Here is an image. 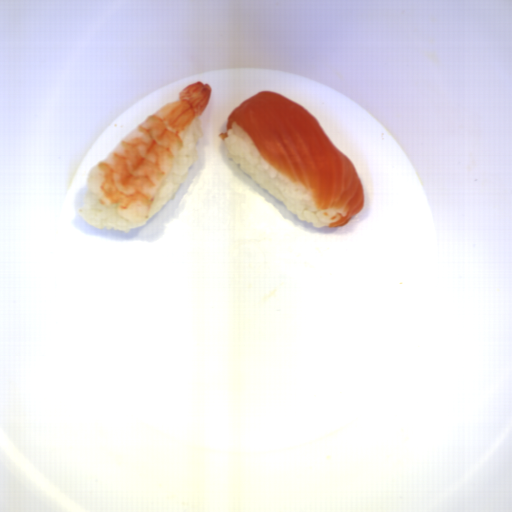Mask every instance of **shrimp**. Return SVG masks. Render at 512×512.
<instances>
[{"label": "shrimp", "instance_id": "a79e029a", "mask_svg": "<svg viewBox=\"0 0 512 512\" xmlns=\"http://www.w3.org/2000/svg\"><path fill=\"white\" fill-rule=\"evenodd\" d=\"M208 83L194 81L122 137L87 173L86 188L101 206L119 203L118 218L148 221L151 206L182 154L191 127L206 111Z\"/></svg>", "mask_w": 512, "mask_h": 512}]
</instances>
